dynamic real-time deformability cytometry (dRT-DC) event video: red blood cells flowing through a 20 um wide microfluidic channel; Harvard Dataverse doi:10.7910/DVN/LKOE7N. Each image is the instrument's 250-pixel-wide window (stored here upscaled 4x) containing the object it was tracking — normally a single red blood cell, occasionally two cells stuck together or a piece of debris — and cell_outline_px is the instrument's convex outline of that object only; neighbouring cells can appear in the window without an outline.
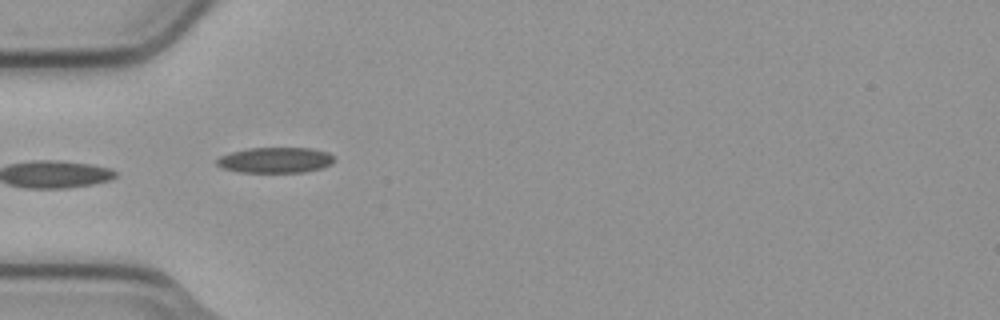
{"species": "common noctule bat (a hibernating species)", "species_latin": "Nyctalus noctula", "temperature_condition": "cold", "stored_images_in_passage": 5, "camera_frame_rate_fps": 3000, "um_per_image_px": 0.085, "animal": {"sex": "male", "body_mass_g": 23.1, "forearm_length_mm": 52.7}, "frame": {"image": 1, "passage_image": 2, "time_ms": 0.333, "image_size_px": [1000, 320], "cell_outline_px": [[336, 160], [332, 164], [324, 168], [304, 172], [240, 172], [224, 168], [216, 164], [216, 160], [220, 156], [232, 152], [248, 148], [312, 148], [328, 152]], "centroid_in_image_um": [23.45, 13.61], "position_along_channel_um": 61.5, "area_um2": 17.57}}
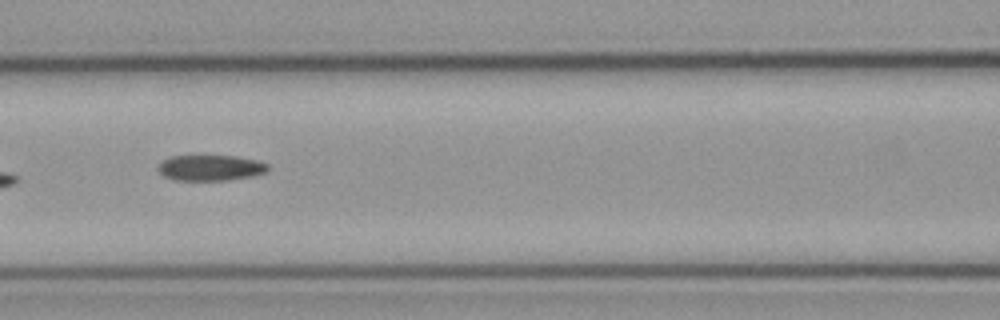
{"frame": {"image": 2, "passage_image": 4, "time_ms": 1.0, "image_size_px": [1000, 320], "cell_outline_px": [[268, 168], [264, 172], [252, 176], [228, 180], [176, 180], [164, 176], [156, 168], [164, 160], [172, 156], [236, 156], [268, 164]], "centroid_in_image_um": [17.85, 14.27], "position_along_channel_um": 148.7, "area_um2": 16.13}}
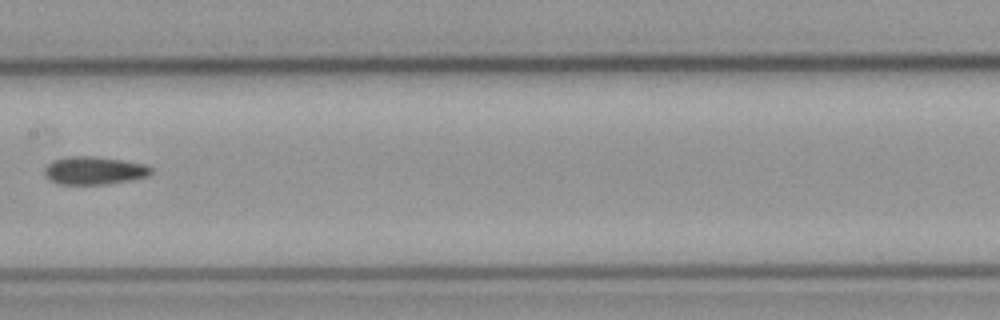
{"frame": {"image": 3, "passage_image": 5, "time_ms": 1.333, "image_size_px": [1000, 320], "cell_outline_px": [[152, 172], [148, 176], [128, 180], [104, 184], [60, 184], [44, 176], [44, 168], [52, 160], [68, 156], [96, 156], [144, 164], [152, 168]], "centroid_in_image_um": [7.97, 14.48], "position_along_channel_um": 199.4, "area_um2": 17.22}}